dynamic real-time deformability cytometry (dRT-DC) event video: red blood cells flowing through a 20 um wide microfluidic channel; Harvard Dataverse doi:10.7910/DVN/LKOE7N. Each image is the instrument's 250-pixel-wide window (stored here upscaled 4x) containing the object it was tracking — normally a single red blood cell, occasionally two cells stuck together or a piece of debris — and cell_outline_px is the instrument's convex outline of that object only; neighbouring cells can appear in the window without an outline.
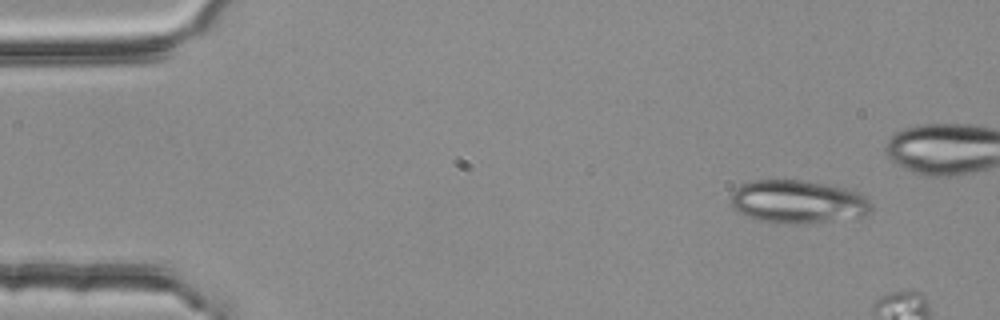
{"species": "common noctule bat (a hibernating species)", "species_latin": "Nyctalus noctula", "temperature_condition": "room temperature", "stored_images_in_passage": 5, "camera_frame_rate_fps": 3000, "um_per_image_px": 0.085, "animal": {"sex": "female", "body_mass_g": 25.1}, "frame": {"image": 1, "passage_image": 1, "time_ms": 0.0, "image_size_px": [1000, 320], "cell_outline_px": [[872, 208], [868, 216], [804, 224], [784, 224], [760, 220], [748, 216], [732, 208], [732, 192], [736, 188], [752, 180], [800, 180], [824, 184], [844, 188], [860, 192], [872, 204]], "centroid_in_image_um": [67.86, 17.16], "position_along_channel_um": 17.1, "area_um2": 35.37}}